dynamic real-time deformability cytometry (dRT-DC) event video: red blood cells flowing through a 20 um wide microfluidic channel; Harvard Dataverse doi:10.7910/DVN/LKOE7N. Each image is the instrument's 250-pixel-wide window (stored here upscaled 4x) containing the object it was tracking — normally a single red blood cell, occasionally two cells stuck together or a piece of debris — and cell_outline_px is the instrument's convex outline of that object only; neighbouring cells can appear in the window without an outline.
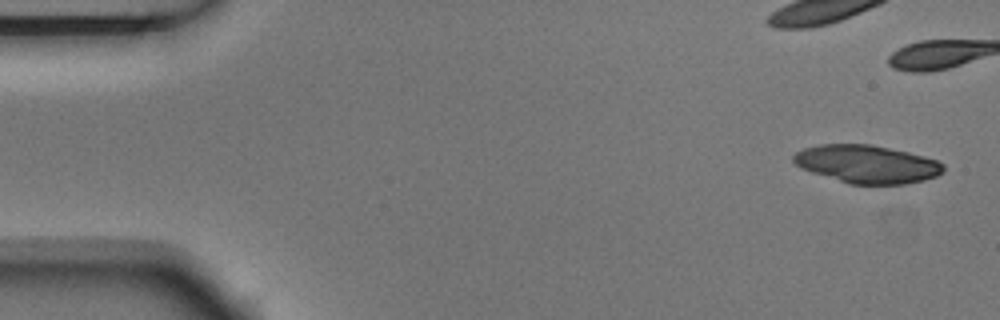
{"species": "Egyptian fruit bat (a non-hibernating species)", "species_latin": "Rousettus aegyptiacus", "temperature_condition": "room temperature", "stored_images_in_passage": 9, "camera_frame_rate_fps": 3000, "um_per_image_px": 0.085, "animal": {"sex": "male"}, "frame": {"image": 1, "passage_image": 1, "time_ms": 0.0, "image_size_px": [1000, 320], "cell_outline_px": [[944, 172], [936, 176], [924, 180], [904, 184], [848, 184], [812, 172], [796, 164], [792, 160], [792, 156], [796, 152], [804, 148], [820, 144], [872, 144], [908, 152], [924, 156], [936, 160], [944, 164]], "centroid_in_image_um": [73.7, 13.94], "position_along_channel_um": 11.3, "area_um2": 33.18}}
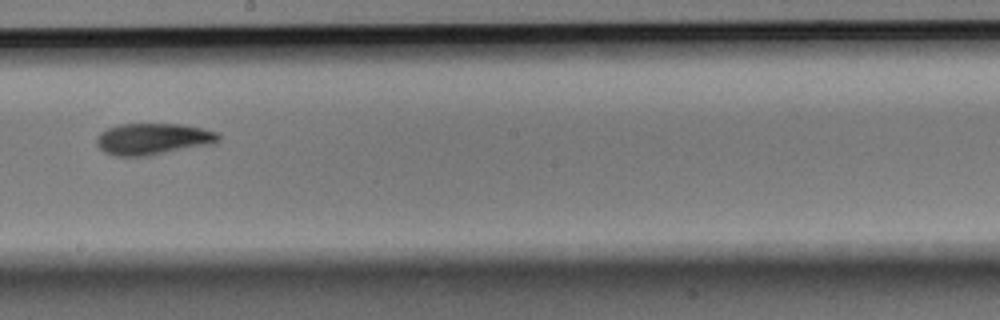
{"frame": {"image": 2, "passage_image": 9, "time_ms": 2.667, "image_size_px": [1000, 320], "cell_outline_px": [[220, 140], [216, 144], [148, 156], [116, 156], [104, 152], [96, 144], [96, 140], [100, 132], [108, 128], [120, 124], [180, 124], [200, 128], [216, 132], [220, 136]], "centroid_in_image_um": [13.02, 11.82], "position_along_channel_um": 235.2, "area_um2": 22.54}}